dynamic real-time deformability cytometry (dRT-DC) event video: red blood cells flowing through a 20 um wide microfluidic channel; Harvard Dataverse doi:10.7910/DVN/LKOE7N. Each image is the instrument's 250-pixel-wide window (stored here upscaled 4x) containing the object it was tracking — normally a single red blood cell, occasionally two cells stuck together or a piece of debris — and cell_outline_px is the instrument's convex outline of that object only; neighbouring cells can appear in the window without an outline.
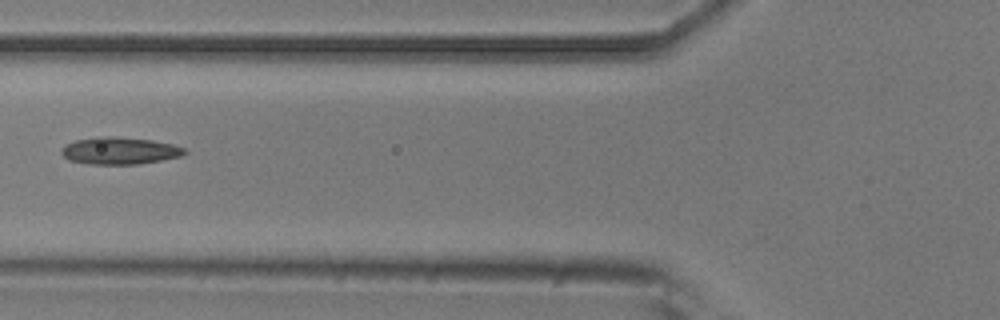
{"species": "common noctule bat (a hibernating species)", "species_latin": "Nyctalus noctula", "temperature_condition": "room temperature", "stored_images_in_passage": 8, "camera_frame_rate_fps": 3000, "um_per_image_px": 0.085, "animal": {"sex": "male", "body_mass_g": 20.5, "forearm_length_mm": 52.5}, "frame": {"image": 1, "passage_image": 6, "time_ms": 5.667, "image_size_px": [1000, 320], "cell_outline_px": [[188, 152], [180, 156], [140, 164], [88, 164], [68, 160], [60, 152], [60, 148], [64, 144], [76, 140], [96, 136], [116, 136], [152, 140], [172, 144], [184, 148]], "centroid_in_image_um": [10.12, 12.8], "position_along_channel_um": 115.7, "area_um2": 19.65}}
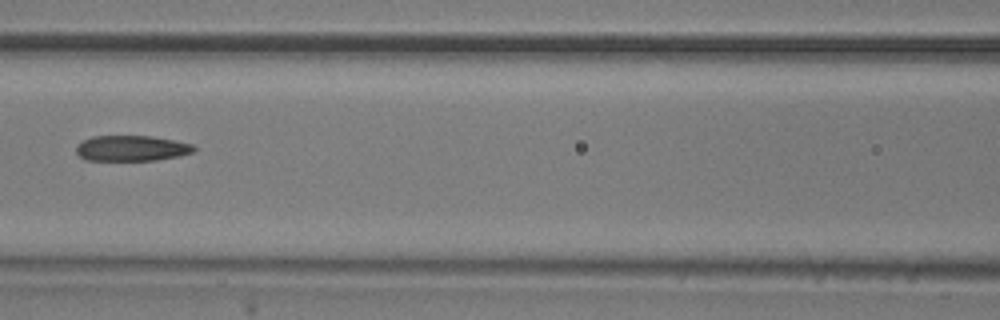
{"frame": {"image": 2, "passage_image": 7, "time_ms": 6.667, "image_size_px": [1000, 320], "cell_outline_px": [[196, 148], [192, 152], [176, 156], [156, 160], [84, 160], [76, 152], [76, 144], [92, 136], [148, 136], [172, 140], [192, 144]], "centroid_in_image_um": [11.12, 12.6], "position_along_channel_um": 155.5, "area_um2": 17.34}}
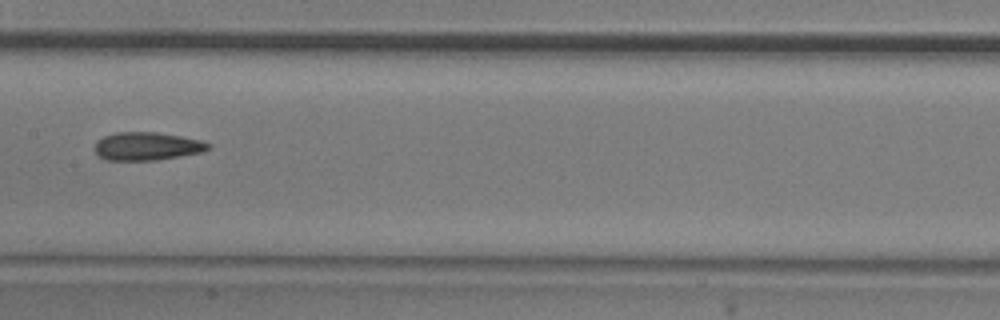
{"frame": {"image": 3, "passage_image": 8, "time_ms": 7.667, "image_size_px": [1000, 320], "cell_outline_px": [[212, 148], [200, 152], [180, 156], [156, 160], [104, 160], [96, 156], [92, 148], [96, 140], [104, 136], [116, 132], [156, 132], [180, 136], [200, 140], [212, 144]], "centroid_in_image_um": [12.42, 12.43], "position_along_channel_um": 195.0, "area_um2": 18.9}}